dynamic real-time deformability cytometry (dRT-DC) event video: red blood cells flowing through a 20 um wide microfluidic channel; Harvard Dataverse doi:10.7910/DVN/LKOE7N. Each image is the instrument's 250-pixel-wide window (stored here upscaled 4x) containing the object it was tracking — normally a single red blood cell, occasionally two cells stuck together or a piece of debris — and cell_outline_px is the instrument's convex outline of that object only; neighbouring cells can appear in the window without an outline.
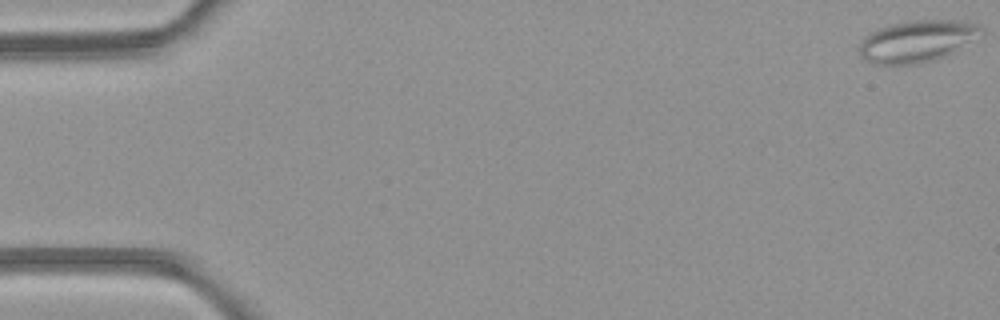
{"species": "common noctule bat (a hibernating species)", "species_latin": "Nyctalus noctula", "temperature_condition": "room temperature", "stored_images_in_passage": 5, "camera_frame_rate_fps": 3000, "um_per_image_px": 0.085, "animal": {"sex": "female", "body_mass_g": 21.9}, "frame": {"image": 1, "passage_image": 1, "time_ms": 0.0, "image_size_px": [1000, 320], "cell_outline_px": [[984, 36], [956, 52], [936, 60], [920, 64], [876, 64], [860, 56], [860, 44], [872, 32], [880, 28], [892, 24], [912, 20], [960, 20], [980, 24], [984, 28]], "centroid_in_image_um": [78.11, 3.5], "position_along_channel_um": 6.9, "area_um2": 30.11}}